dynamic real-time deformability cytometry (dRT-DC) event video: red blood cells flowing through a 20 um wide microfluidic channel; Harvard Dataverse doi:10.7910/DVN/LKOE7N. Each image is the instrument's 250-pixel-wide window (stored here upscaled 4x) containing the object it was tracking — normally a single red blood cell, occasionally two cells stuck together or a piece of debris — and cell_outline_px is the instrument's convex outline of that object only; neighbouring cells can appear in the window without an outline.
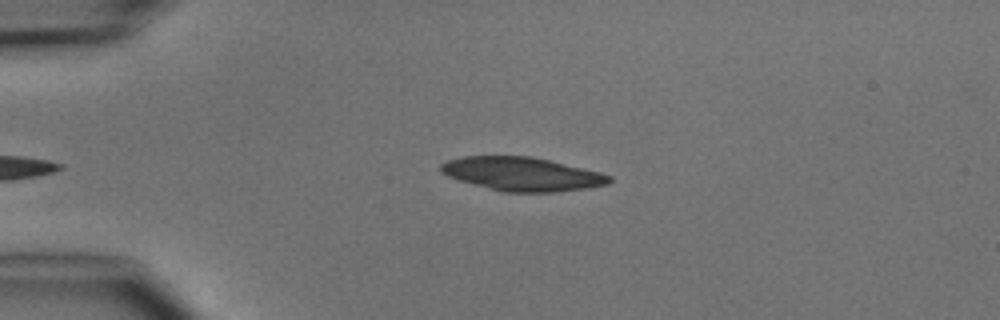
{"species": "common noctule bat (a hibernating species)", "species_latin": "Nyctalus noctula", "temperature_condition": "cold", "stored_images_in_passage": 5, "camera_frame_rate_fps": 3000, "um_per_image_px": 0.085, "animal": {"sex": "male", "body_mass_g": 15.6}, "frame": {"image": 1, "passage_image": 5, "time_ms": 4.667, "image_size_px": [1000, 320], "cell_outline_px": [[612, 180], [608, 184], [584, 188], [556, 192], [504, 192], [460, 180], [448, 176], [440, 172], [440, 164], [448, 160], [460, 156], [532, 156], [600, 172], [612, 176]], "centroid_in_image_um": [44.37, 14.78], "position_along_channel_um": 40.6, "area_um2": 32.83}}